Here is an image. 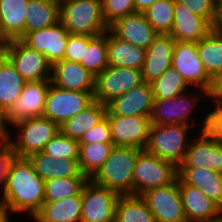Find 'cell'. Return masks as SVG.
Listing matches in <instances>:
<instances>
[{"mask_svg":"<svg viewBox=\"0 0 222 222\" xmlns=\"http://www.w3.org/2000/svg\"><path fill=\"white\" fill-rule=\"evenodd\" d=\"M80 64L94 76L109 66L107 55V32L94 37L88 46H84V54Z\"/></svg>","mask_w":222,"mask_h":222,"instance_id":"d590c367","label":"cell"},{"mask_svg":"<svg viewBox=\"0 0 222 222\" xmlns=\"http://www.w3.org/2000/svg\"><path fill=\"white\" fill-rule=\"evenodd\" d=\"M107 55L111 66L142 70L146 50L125 42L107 31Z\"/></svg>","mask_w":222,"mask_h":222,"instance_id":"4316f807","label":"cell"},{"mask_svg":"<svg viewBox=\"0 0 222 222\" xmlns=\"http://www.w3.org/2000/svg\"><path fill=\"white\" fill-rule=\"evenodd\" d=\"M11 214L9 212L0 210V222H12L10 219Z\"/></svg>","mask_w":222,"mask_h":222,"instance_id":"681fc988","label":"cell"},{"mask_svg":"<svg viewBox=\"0 0 222 222\" xmlns=\"http://www.w3.org/2000/svg\"><path fill=\"white\" fill-rule=\"evenodd\" d=\"M29 0H0V44L25 34L26 6Z\"/></svg>","mask_w":222,"mask_h":222,"instance_id":"484cf974","label":"cell"},{"mask_svg":"<svg viewBox=\"0 0 222 222\" xmlns=\"http://www.w3.org/2000/svg\"><path fill=\"white\" fill-rule=\"evenodd\" d=\"M141 151L140 148L114 146L91 180L119 195H133L134 165Z\"/></svg>","mask_w":222,"mask_h":222,"instance_id":"7a4b0ae2","label":"cell"},{"mask_svg":"<svg viewBox=\"0 0 222 222\" xmlns=\"http://www.w3.org/2000/svg\"><path fill=\"white\" fill-rule=\"evenodd\" d=\"M94 101V92L64 90L49 85L43 116L60 126Z\"/></svg>","mask_w":222,"mask_h":222,"instance_id":"8fae6325","label":"cell"},{"mask_svg":"<svg viewBox=\"0 0 222 222\" xmlns=\"http://www.w3.org/2000/svg\"><path fill=\"white\" fill-rule=\"evenodd\" d=\"M207 97L213 99L214 103H222V71L212 78Z\"/></svg>","mask_w":222,"mask_h":222,"instance_id":"bcb514c9","label":"cell"},{"mask_svg":"<svg viewBox=\"0 0 222 222\" xmlns=\"http://www.w3.org/2000/svg\"><path fill=\"white\" fill-rule=\"evenodd\" d=\"M25 15V33L53 26L59 22V1L29 0Z\"/></svg>","mask_w":222,"mask_h":222,"instance_id":"4dcf8cb0","label":"cell"},{"mask_svg":"<svg viewBox=\"0 0 222 222\" xmlns=\"http://www.w3.org/2000/svg\"><path fill=\"white\" fill-rule=\"evenodd\" d=\"M178 178L185 184L200 189L222 209V173L196 167H178Z\"/></svg>","mask_w":222,"mask_h":222,"instance_id":"cb8c5ba5","label":"cell"},{"mask_svg":"<svg viewBox=\"0 0 222 222\" xmlns=\"http://www.w3.org/2000/svg\"><path fill=\"white\" fill-rule=\"evenodd\" d=\"M79 145L113 143L108 119L105 117L78 140Z\"/></svg>","mask_w":222,"mask_h":222,"instance_id":"ee69618b","label":"cell"},{"mask_svg":"<svg viewBox=\"0 0 222 222\" xmlns=\"http://www.w3.org/2000/svg\"><path fill=\"white\" fill-rule=\"evenodd\" d=\"M178 188L187 222L209 221L222 217V209L200 189L185 185L179 178Z\"/></svg>","mask_w":222,"mask_h":222,"instance_id":"603a6c76","label":"cell"},{"mask_svg":"<svg viewBox=\"0 0 222 222\" xmlns=\"http://www.w3.org/2000/svg\"><path fill=\"white\" fill-rule=\"evenodd\" d=\"M101 6L108 27L116 20L135 12L134 0H101Z\"/></svg>","mask_w":222,"mask_h":222,"instance_id":"ab89813d","label":"cell"},{"mask_svg":"<svg viewBox=\"0 0 222 222\" xmlns=\"http://www.w3.org/2000/svg\"><path fill=\"white\" fill-rule=\"evenodd\" d=\"M0 191V210L33 218L44 203L45 181L28 158L13 156Z\"/></svg>","mask_w":222,"mask_h":222,"instance_id":"6da1fadb","label":"cell"},{"mask_svg":"<svg viewBox=\"0 0 222 222\" xmlns=\"http://www.w3.org/2000/svg\"><path fill=\"white\" fill-rule=\"evenodd\" d=\"M143 13L147 22L158 34H170L173 25L174 0H157Z\"/></svg>","mask_w":222,"mask_h":222,"instance_id":"74e56055","label":"cell"},{"mask_svg":"<svg viewBox=\"0 0 222 222\" xmlns=\"http://www.w3.org/2000/svg\"><path fill=\"white\" fill-rule=\"evenodd\" d=\"M153 103L152 86L144 82L109 102L106 115L150 116Z\"/></svg>","mask_w":222,"mask_h":222,"instance_id":"d6986e66","label":"cell"},{"mask_svg":"<svg viewBox=\"0 0 222 222\" xmlns=\"http://www.w3.org/2000/svg\"><path fill=\"white\" fill-rule=\"evenodd\" d=\"M171 66L194 88L208 91L212 78L206 71L197 52V43L175 41Z\"/></svg>","mask_w":222,"mask_h":222,"instance_id":"5bb4252c","label":"cell"},{"mask_svg":"<svg viewBox=\"0 0 222 222\" xmlns=\"http://www.w3.org/2000/svg\"><path fill=\"white\" fill-rule=\"evenodd\" d=\"M13 156L8 136L5 133H0V189L3 186L7 169Z\"/></svg>","mask_w":222,"mask_h":222,"instance_id":"f6af8a7d","label":"cell"},{"mask_svg":"<svg viewBox=\"0 0 222 222\" xmlns=\"http://www.w3.org/2000/svg\"><path fill=\"white\" fill-rule=\"evenodd\" d=\"M59 21L70 34L99 36L109 30L101 0L59 1Z\"/></svg>","mask_w":222,"mask_h":222,"instance_id":"3957f363","label":"cell"},{"mask_svg":"<svg viewBox=\"0 0 222 222\" xmlns=\"http://www.w3.org/2000/svg\"><path fill=\"white\" fill-rule=\"evenodd\" d=\"M114 222H156L140 195H120L117 200Z\"/></svg>","mask_w":222,"mask_h":222,"instance_id":"1f68e13d","label":"cell"},{"mask_svg":"<svg viewBox=\"0 0 222 222\" xmlns=\"http://www.w3.org/2000/svg\"><path fill=\"white\" fill-rule=\"evenodd\" d=\"M156 222H187L177 179L163 187L152 188L140 195Z\"/></svg>","mask_w":222,"mask_h":222,"instance_id":"4fadbf2b","label":"cell"},{"mask_svg":"<svg viewBox=\"0 0 222 222\" xmlns=\"http://www.w3.org/2000/svg\"><path fill=\"white\" fill-rule=\"evenodd\" d=\"M50 80L25 82L21 94L3 115L0 133H5L14 123L36 116H43Z\"/></svg>","mask_w":222,"mask_h":222,"instance_id":"ba28073f","label":"cell"},{"mask_svg":"<svg viewBox=\"0 0 222 222\" xmlns=\"http://www.w3.org/2000/svg\"><path fill=\"white\" fill-rule=\"evenodd\" d=\"M11 127L17 132L13 133L17 136L16 140L12 137V130L8 129L5 134L11 142L14 156L19 158H28L31 154L43 151L46 143L59 133V126L44 116L26 118Z\"/></svg>","mask_w":222,"mask_h":222,"instance_id":"277c9868","label":"cell"},{"mask_svg":"<svg viewBox=\"0 0 222 222\" xmlns=\"http://www.w3.org/2000/svg\"><path fill=\"white\" fill-rule=\"evenodd\" d=\"M199 222H222V217L214 219V220H209V221H199Z\"/></svg>","mask_w":222,"mask_h":222,"instance_id":"f907efd6","label":"cell"},{"mask_svg":"<svg viewBox=\"0 0 222 222\" xmlns=\"http://www.w3.org/2000/svg\"><path fill=\"white\" fill-rule=\"evenodd\" d=\"M113 143L79 145V168L81 173L91 179L108 159Z\"/></svg>","mask_w":222,"mask_h":222,"instance_id":"836d02e7","label":"cell"},{"mask_svg":"<svg viewBox=\"0 0 222 222\" xmlns=\"http://www.w3.org/2000/svg\"><path fill=\"white\" fill-rule=\"evenodd\" d=\"M82 209L81 193L55 202H44L34 215L35 222H80Z\"/></svg>","mask_w":222,"mask_h":222,"instance_id":"83f0119b","label":"cell"},{"mask_svg":"<svg viewBox=\"0 0 222 222\" xmlns=\"http://www.w3.org/2000/svg\"><path fill=\"white\" fill-rule=\"evenodd\" d=\"M185 5L193 14L207 19L214 25L217 16L216 0H175Z\"/></svg>","mask_w":222,"mask_h":222,"instance_id":"60d3db41","label":"cell"},{"mask_svg":"<svg viewBox=\"0 0 222 222\" xmlns=\"http://www.w3.org/2000/svg\"><path fill=\"white\" fill-rule=\"evenodd\" d=\"M43 152L57 159H79V143L59 132L46 143Z\"/></svg>","mask_w":222,"mask_h":222,"instance_id":"f35d334b","label":"cell"},{"mask_svg":"<svg viewBox=\"0 0 222 222\" xmlns=\"http://www.w3.org/2000/svg\"><path fill=\"white\" fill-rule=\"evenodd\" d=\"M197 52L211 78L222 71V34L212 30L197 42Z\"/></svg>","mask_w":222,"mask_h":222,"instance_id":"d6a6232c","label":"cell"},{"mask_svg":"<svg viewBox=\"0 0 222 222\" xmlns=\"http://www.w3.org/2000/svg\"><path fill=\"white\" fill-rule=\"evenodd\" d=\"M143 83L141 70L109 65L96 76L94 100L107 105L114 98Z\"/></svg>","mask_w":222,"mask_h":222,"instance_id":"30bf717a","label":"cell"},{"mask_svg":"<svg viewBox=\"0 0 222 222\" xmlns=\"http://www.w3.org/2000/svg\"><path fill=\"white\" fill-rule=\"evenodd\" d=\"M114 146L145 149L151 126L150 116L106 115Z\"/></svg>","mask_w":222,"mask_h":222,"instance_id":"9a60e30c","label":"cell"},{"mask_svg":"<svg viewBox=\"0 0 222 222\" xmlns=\"http://www.w3.org/2000/svg\"><path fill=\"white\" fill-rule=\"evenodd\" d=\"M175 40L170 34H158L146 49L144 64L141 70L144 82L152 83L170 66Z\"/></svg>","mask_w":222,"mask_h":222,"instance_id":"7402d4cb","label":"cell"},{"mask_svg":"<svg viewBox=\"0 0 222 222\" xmlns=\"http://www.w3.org/2000/svg\"><path fill=\"white\" fill-rule=\"evenodd\" d=\"M178 177V167L142 150L135 161L133 172V195H141L145 191L167 186Z\"/></svg>","mask_w":222,"mask_h":222,"instance_id":"8992f818","label":"cell"},{"mask_svg":"<svg viewBox=\"0 0 222 222\" xmlns=\"http://www.w3.org/2000/svg\"><path fill=\"white\" fill-rule=\"evenodd\" d=\"M87 181V177H69L46 180L44 202H55L64 198L77 196L82 192Z\"/></svg>","mask_w":222,"mask_h":222,"instance_id":"8d00e7d4","label":"cell"},{"mask_svg":"<svg viewBox=\"0 0 222 222\" xmlns=\"http://www.w3.org/2000/svg\"><path fill=\"white\" fill-rule=\"evenodd\" d=\"M25 81L11 61L0 51V122L21 94Z\"/></svg>","mask_w":222,"mask_h":222,"instance_id":"f1b7e54d","label":"cell"},{"mask_svg":"<svg viewBox=\"0 0 222 222\" xmlns=\"http://www.w3.org/2000/svg\"><path fill=\"white\" fill-rule=\"evenodd\" d=\"M94 37L95 36L69 34L63 59L80 63L84 54V46H88V43Z\"/></svg>","mask_w":222,"mask_h":222,"instance_id":"7bdbcfd3","label":"cell"},{"mask_svg":"<svg viewBox=\"0 0 222 222\" xmlns=\"http://www.w3.org/2000/svg\"><path fill=\"white\" fill-rule=\"evenodd\" d=\"M109 31L118 39L145 50L158 35L141 12H134L116 20L109 26Z\"/></svg>","mask_w":222,"mask_h":222,"instance_id":"44dd1931","label":"cell"},{"mask_svg":"<svg viewBox=\"0 0 222 222\" xmlns=\"http://www.w3.org/2000/svg\"><path fill=\"white\" fill-rule=\"evenodd\" d=\"M106 112L107 105L94 100L84 110L64 121L59 126V132L64 136L79 140L85 132L105 118Z\"/></svg>","mask_w":222,"mask_h":222,"instance_id":"f546056e","label":"cell"},{"mask_svg":"<svg viewBox=\"0 0 222 222\" xmlns=\"http://www.w3.org/2000/svg\"><path fill=\"white\" fill-rule=\"evenodd\" d=\"M157 0H134L135 12L143 13Z\"/></svg>","mask_w":222,"mask_h":222,"instance_id":"c3c4849f","label":"cell"},{"mask_svg":"<svg viewBox=\"0 0 222 222\" xmlns=\"http://www.w3.org/2000/svg\"><path fill=\"white\" fill-rule=\"evenodd\" d=\"M212 30L213 25L207 19L193 14L185 5L174 0L170 35L175 41L197 43Z\"/></svg>","mask_w":222,"mask_h":222,"instance_id":"ffe728a7","label":"cell"},{"mask_svg":"<svg viewBox=\"0 0 222 222\" xmlns=\"http://www.w3.org/2000/svg\"><path fill=\"white\" fill-rule=\"evenodd\" d=\"M0 51L11 61L25 82L50 80L51 64L45 55L29 47L21 39L0 44Z\"/></svg>","mask_w":222,"mask_h":222,"instance_id":"52a82bcc","label":"cell"},{"mask_svg":"<svg viewBox=\"0 0 222 222\" xmlns=\"http://www.w3.org/2000/svg\"><path fill=\"white\" fill-rule=\"evenodd\" d=\"M213 30L222 34V1L217 2V16L213 25Z\"/></svg>","mask_w":222,"mask_h":222,"instance_id":"7dc6e473","label":"cell"},{"mask_svg":"<svg viewBox=\"0 0 222 222\" xmlns=\"http://www.w3.org/2000/svg\"><path fill=\"white\" fill-rule=\"evenodd\" d=\"M210 112H207L200 131L205 130L217 142L222 143V103H213Z\"/></svg>","mask_w":222,"mask_h":222,"instance_id":"b9f144b4","label":"cell"},{"mask_svg":"<svg viewBox=\"0 0 222 222\" xmlns=\"http://www.w3.org/2000/svg\"><path fill=\"white\" fill-rule=\"evenodd\" d=\"M192 126L182 124H151L145 151L174 163L177 167L184 160ZM189 138V139H188Z\"/></svg>","mask_w":222,"mask_h":222,"instance_id":"5b68a950","label":"cell"},{"mask_svg":"<svg viewBox=\"0 0 222 222\" xmlns=\"http://www.w3.org/2000/svg\"><path fill=\"white\" fill-rule=\"evenodd\" d=\"M199 135L194 138L196 140H190L184 160L178 167L204 168L222 173V143L205 130L200 131Z\"/></svg>","mask_w":222,"mask_h":222,"instance_id":"e0dca14e","label":"cell"},{"mask_svg":"<svg viewBox=\"0 0 222 222\" xmlns=\"http://www.w3.org/2000/svg\"><path fill=\"white\" fill-rule=\"evenodd\" d=\"M119 197L116 192L88 179L81 192L80 222H114L115 207Z\"/></svg>","mask_w":222,"mask_h":222,"instance_id":"7c38bea8","label":"cell"},{"mask_svg":"<svg viewBox=\"0 0 222 222\" xmlns=\"http://www.w3.org/2000/svg\"><path fill=\"white\" fill-rule=\"evenodd\" d=\"M194 92L192 93L188 90V92L181 93L174 99L154 100L150 115L151 124H182L192 126L196 122L195 119L193 120L190 117L191 113H193V108L198 107L196 105L198 101H201L200 98L202 95V98L204 96L207 98L206 90L196 88Z\"/></svg>","mask_w":222,"mask_h":222,"instance_id":"9c48e42d","label":"cell"},{"mask_svg":"<svg viewBox=\"0 0 222 222\" xmlns=\"http://www.w3.org/2000/svg\"><path fill=\"white\" fill-rule=\"evenodd\" d=\"M150 84L154 100L174 99L188 89H193L189 88L183 76L172 66Z\"/></svg>","mask_w":222,"mask_h":222,"instance_id":"e575fe53","label":"cell"},{"mask_svg":"<svg viewBox=\"0 0 222 222\" xmlns=\"http://www.w3.org/2000/svg\"><path fill=\"white\" fill-rule=\"evenodd\" d=\"M95 79L96 76L78 62L63 59L51 65V84L64 90L95 92Z\"/></svg>","mask_w":222,"mask_h":222,"instance_id":"ac0fdd59","label":"cell"},{"mask_svg":"<svg viewBox=\"0 0 222 222\" xmlns=\"http://www.w3.org/2000/svg\"><path fill=\"white\" fill-rule=\"evenodd\" d=\"M28 160L32 163L34 171L44 181L69 177H86L80 171L78 159H57L41 151L31 154Z\"/></svg>","mask_w":222,"mask_h":222,"instance_id":"d4e9b609","label":"cell"},{"mask_svg":"<svg viewBox=\"0 0 222 222\" xmlns=\"http://www.w3.org/2000/svg\"><path fill=\"white\" fill-rule=\"evenodd\" d=\"M69 31L59 21L55 25L25 33L20 39L29 47L45 55L53 63L63 60Z\"/></svg>","mask_w":222,"mask_h":222,"instance_id":"2e32d148","label":"cell"}]
</instances>
